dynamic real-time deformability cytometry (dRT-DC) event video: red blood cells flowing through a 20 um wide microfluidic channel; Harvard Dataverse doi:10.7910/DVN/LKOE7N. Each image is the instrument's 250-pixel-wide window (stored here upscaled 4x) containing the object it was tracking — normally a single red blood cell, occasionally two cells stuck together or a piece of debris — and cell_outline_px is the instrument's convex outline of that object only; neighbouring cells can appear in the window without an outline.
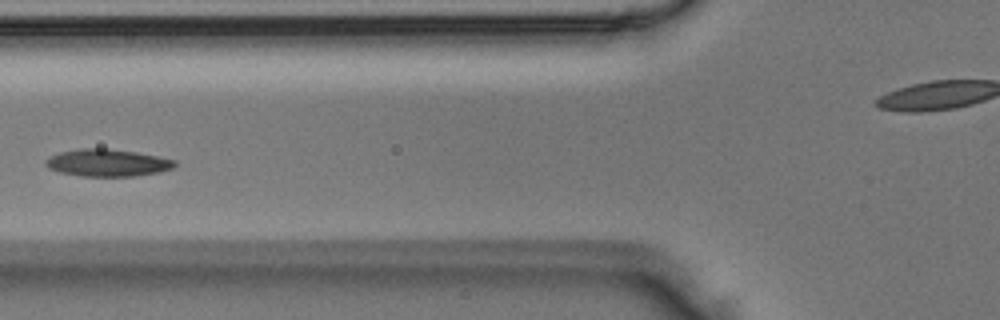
{"species": "Egyptian fruit bat (a non-hibernating species)", "species_latin": "Rousettus aegyptiacus", "temperature_condition": "room temperature", "stored_images_in_passage": 6, "camera_frame_rate_fps": 3000, "um_per_image_px": 0.085, "animal": {"sex": "male"}, "frame": {"image": 1, "passage_image": 5, "time_ms": 1.333, "image_size_px": [1000, 320], "cell_outline_px": [[176, 164], [172, 168], [160, 172], [136, 176], [80, 176], [60, 172], [48, 168], [44, 164], [44, 160], [60, 152], [80, 148], [108, 148], [136, 152], [176, 160]], "centroid_in_image_um": [9.12, 13.83], "position_along_channel_um": 116.7, "area_um2": 20.52}}
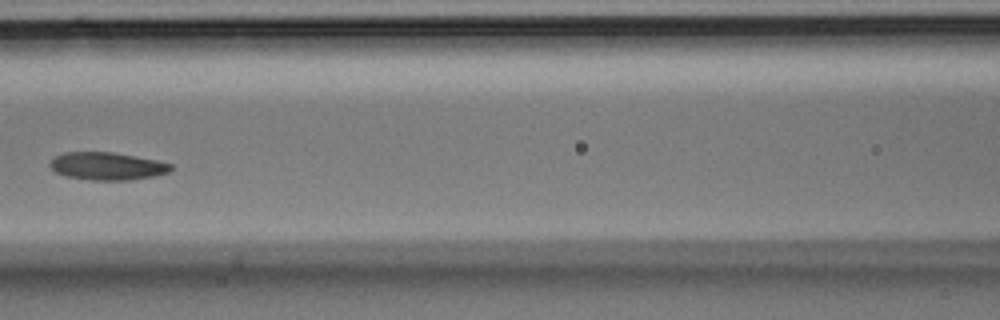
{"frame": {"image": 2, "passage_image": 6, "time_ms": 1.667, "image_size_px": [1000, 320], "cell_outline_px": [[172, 168], [168, 172], [152, 176], [132, 180], [92, 180], [64, 176], [56, 172], [48, 164], [56, 156], [64, 152], [112, 152], [156, 160], [172, 164]], "centroid_in_image_um": [9.09, 14.12], "position_along_channel_um": 157.5, "area_um2": 19.36}}